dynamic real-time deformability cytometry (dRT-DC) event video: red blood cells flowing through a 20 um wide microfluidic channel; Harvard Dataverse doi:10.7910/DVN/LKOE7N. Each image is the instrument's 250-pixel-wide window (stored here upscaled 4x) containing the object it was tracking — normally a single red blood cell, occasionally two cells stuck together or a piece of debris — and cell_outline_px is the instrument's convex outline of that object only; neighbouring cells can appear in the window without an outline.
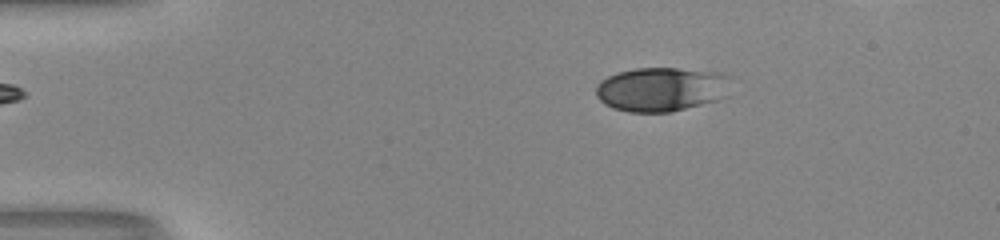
{"species": "human", "species_latin": "Homo sapiens", "temperature_condition": "room temperature", "stored_images_in_passage": 41, "camera_frame_rate_fps": 3000, "um_per_image_px": 0.085, "donor": {"sex": "male"}, "frame": {"image": 1, "passage_image": 1, "time_ms": 0.0, "image_size_px": [1000, 240], "cell_outline_px": [[732, 76], [716, 100], [672, 112], [628, 112], [612, 108], [604, 104], [596, 96], [596, 84], [600, 80], [616, 72], [636, 68], [676, 68], [720, 72]], "centroid_in_image_um": [56.11, 7.58], "position_along_channel_um": 28.9, "area_um2": 34.51}}
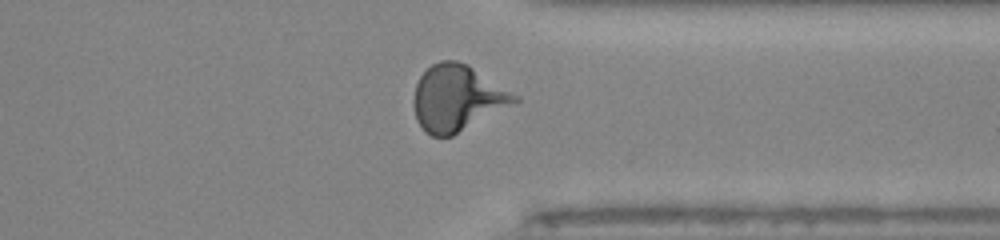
{"frame": {"image": 2, "passage_image": 32, "time_ms": 10.333, "image_size_px": [1000, 240], "cell_outline_px": [[520, 100], [516, 104], [452, 136], [432, 136], [424, 132], [416, 120], [412, 104], [412, 100], [416, 84], [420, 76], [432, 64], [440, 60], [456, 60], [468, 64], [520, 96]], "centroid_in_image_um": [38.87, 8.34], "position_along_channel_um": 372.5, "area_um2": 39.36}}
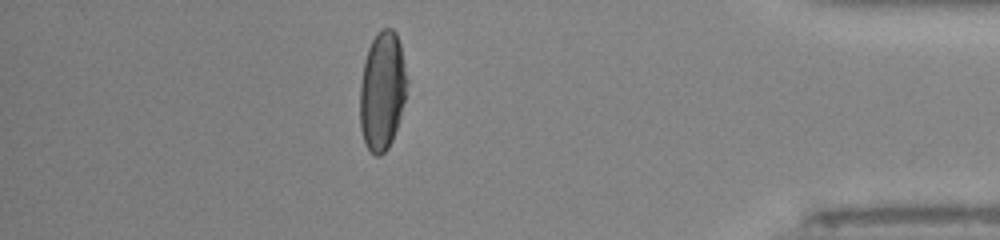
{"frame": {"image": 3, "passage_image": 37, "time_ms": 12.0, "image_size_px": [1000, 240], "cell_outline_px": [[408, 80], [404, 100], [400, 116], [392, 140], [388, 148], [380, 156], [376, 156], [364, 144], [360, 128], [360, 84], [364, 60], [368, 48], [376, 32], [380, 28], [392, 28], [396, 32], [400, 44]], "centroid_in_image_um": [32.48, 7.7], "position_along_channel_um": 402.7, "area_um2": 32.71}}